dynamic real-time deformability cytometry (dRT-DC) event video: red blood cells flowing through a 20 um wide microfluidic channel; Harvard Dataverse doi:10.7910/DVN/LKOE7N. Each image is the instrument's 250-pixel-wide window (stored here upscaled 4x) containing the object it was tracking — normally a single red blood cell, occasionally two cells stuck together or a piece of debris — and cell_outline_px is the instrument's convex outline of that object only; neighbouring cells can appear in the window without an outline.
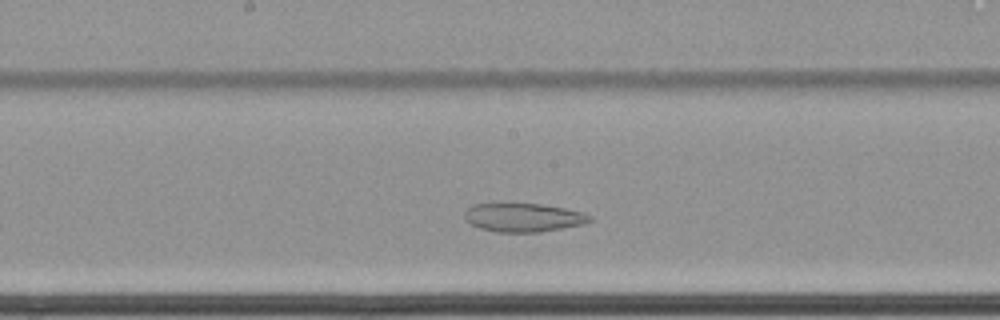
{"species": "common noctule bat (a hibernating species)", "species_latin": "Nyctalus noctula", "temperature_condition": "cold", "stored_images_in_passage": 42, "camera_frame_rate_fps": 3000, "um_per_image_px": 0.085, "animal": {"sex": "female", "body_mass_g": 22.7, "forearm_length_mm": 54.2}, "frame": {"image": 1, "passage_image": 22, "time_ms": 7.0, "image_size_px": [1000, 320], "cell_outline_px": [[592, 220], [584, 224], [540, 232], [496, 232], [480, 228], [464, 220], [464, 212], [472, 204], [540, 204], [564, 208], [584, 212], [592, 216]], "centroid_in_image_um": [44.49, 18.49], "position_along_channel_um": 203.7, "area_um2": 20.87}}
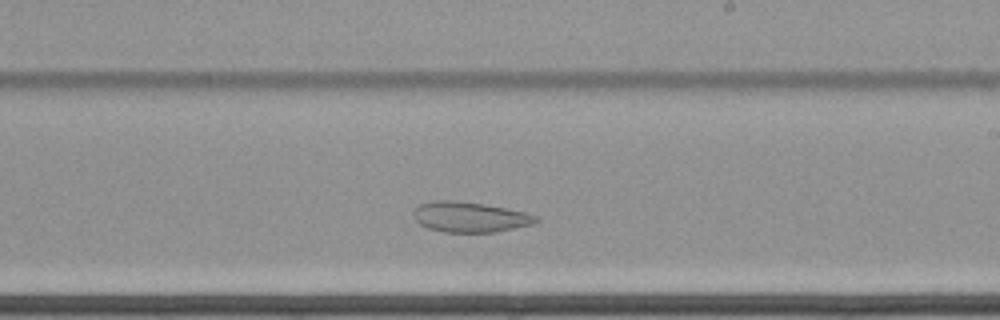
{"frame": {"image": 2, "passage_image": 26, "time_ms": 8.333, "image_size_px": [1000, 320], "cell_outline_px": [[540, 220], [532, 224], [496, 232], [444, 232], [428, 228], [420, 224], [416, 220], [412, 212], [420, 204], [432, 200], [456, 200], [484, 204], [524, 212], [540, 216]], "centroid_in_image_um": [39.94, 18.44], "position_along_channel_um": 249.1, "area_um2": 21.68}}
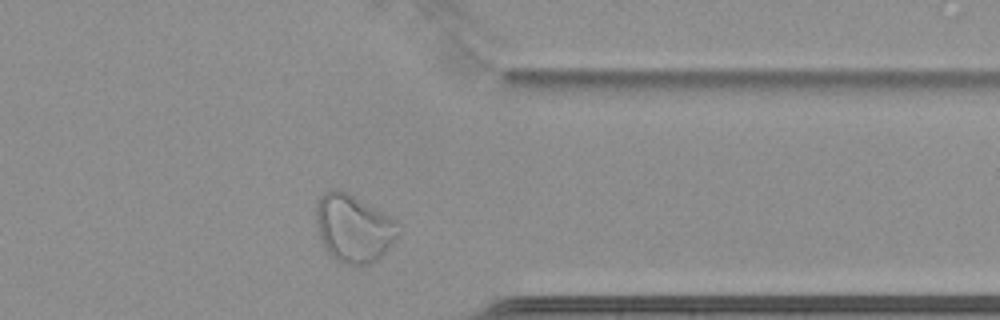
{"frame": {"image": 3, "passage_image": 38, "time_ms": 12.333, "image_size_px": [1000, 320], "cell_outline_px": [[400, 232], [396, 240], [376, 260], [368, 264], [340, 264], [324, 248], [316, 232], [316, 204], [320, 196], [332, 188], [340, 188], [348, 192], [396, 220], [400, 224]], "centroid_in_image_um": [30.03, 19.39], "position_along_channel_um": 381.4, "area_um2": 32.83}, "authors_computed_cell_mechanics": {"area_um2": 26.588, "velocity_mm_per_s": 3.4026, "shape_relaxation_time_tau1_ms": null, "shape_relaxation_time_tau2_ms": 2.6086, "deformation_change_tau1": null, "deformation_change_tau2": 0.0731}}